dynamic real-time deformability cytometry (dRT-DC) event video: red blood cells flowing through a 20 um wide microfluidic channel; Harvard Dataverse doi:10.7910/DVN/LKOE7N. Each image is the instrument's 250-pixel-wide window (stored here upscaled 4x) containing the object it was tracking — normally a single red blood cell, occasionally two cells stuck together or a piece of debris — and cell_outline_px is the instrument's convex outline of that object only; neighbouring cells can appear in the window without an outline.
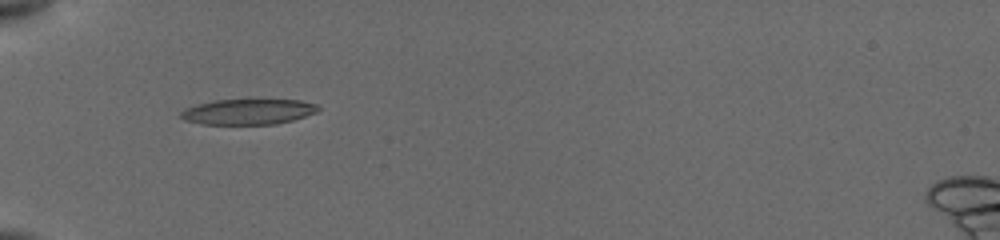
{"species": "common noctule bat (a hibernating species)", "species_latin": "Nyctalus noctula", "temperature_condition": "cold", "stored_images_in_passage": 6, "camera_frame_rate_fps": 3000, "um_per_image_px": 0.085, "animal": {"sex": "female", "body_mass_g": 19.5, "forearm_length_mm": 54.1}, "frame": {"image": 1, "passage_image": 1, "time_ms": 0.0, "image_size_px": [1000, 240], "cell_outline_px": [[320, 108], [316, 112], [292, 120], [276, 124], [200, 124], [184, 120], [180, 116], [180, 112], [184, 108], [212, 100], [260, 96], [300, 100], [316, 104]], "centroid_in_image_um": [21.1, 9.43], "position_along_channel_um": 63.9, "area_um2": 21.62}}
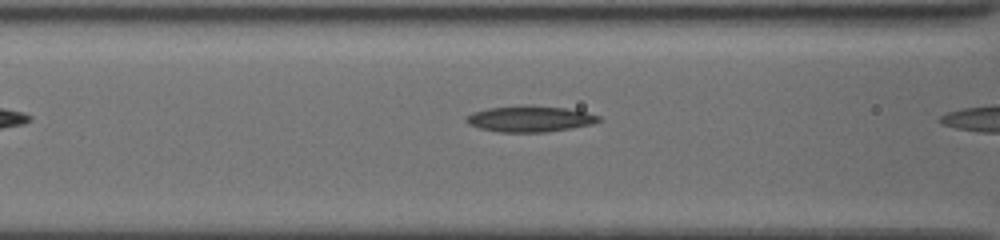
{"frame": {"image": 2, "passage_image": 3, "time_ms": 0.667, "image_size_px": [1000, 240], "cell_outline_px": [[600, 120], [592, 124], [572, 128], [548, 132], [500, 132], [480, 128], [468, 124], [464, 120], [464, 116], [472, 112], [488, 108], [520, 104], [532, 104], [564, 108], [584, 112], [600, 116]], "centroid_in_image_um": [44.98, 10.09], "position_along_channel_um": 121.6, "area_um2": 20.4}}